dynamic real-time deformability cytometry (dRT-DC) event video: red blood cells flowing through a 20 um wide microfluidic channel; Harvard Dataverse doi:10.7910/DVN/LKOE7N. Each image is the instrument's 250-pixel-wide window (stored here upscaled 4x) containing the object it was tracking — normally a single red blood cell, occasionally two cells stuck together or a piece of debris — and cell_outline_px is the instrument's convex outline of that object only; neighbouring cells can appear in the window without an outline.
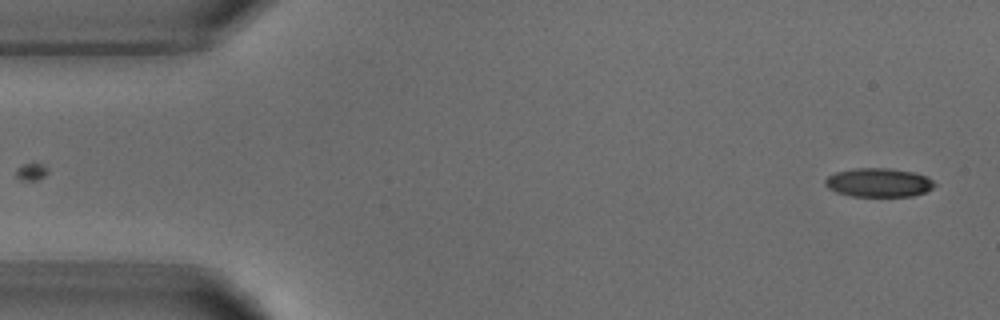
{"species": "common noctule bat (a hibernating species)", "species_latin": "Nyctalus noctula", "temperature_condition": "warm", "stored_images_in_passage": 2, "camera_frame_rate_fps": 3000, "um_per_image_px": 0.085, "animal": {"sex": "male", "body_mass_g": 18.8}, "frame": {"image": 1, "passage_image": 2, "time_ms": 1.333, "image_size_px": [1000, 320], "cell_outline_px": [[936, 184], [932, 188], [924, 192], [912, 196], [852, 196], [836, 192], [828, 188], [824, 184], [824, 180], [828, 176], [836, 172], [856, 168], [888, 168], [916, 172], [928, 176]], "centroid_in_image_um": [74.69, 15.51], "position_along_channel_um": 10.3, "area_um2": 18.44}}